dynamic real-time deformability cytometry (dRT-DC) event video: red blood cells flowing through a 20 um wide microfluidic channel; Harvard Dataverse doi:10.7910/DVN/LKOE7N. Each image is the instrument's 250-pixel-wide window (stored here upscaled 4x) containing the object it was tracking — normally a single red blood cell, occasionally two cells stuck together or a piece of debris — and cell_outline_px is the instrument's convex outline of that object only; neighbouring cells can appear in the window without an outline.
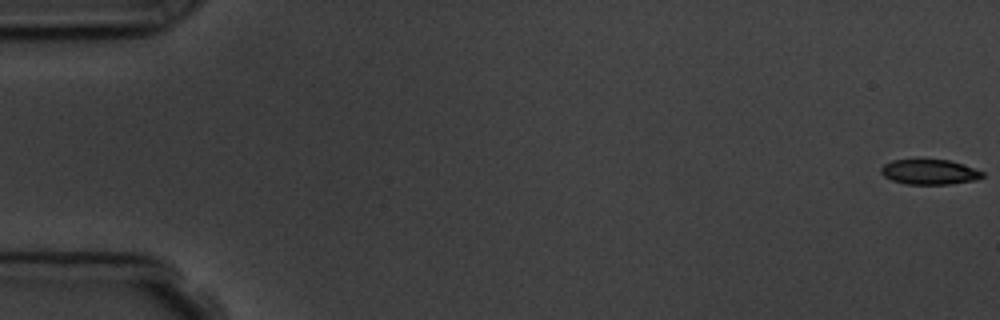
{"species": "common noctule bat (a hibernating species)", "species_latin": "Nyctalus noctula", "temperature_condition": "room temperature", "stored_images_in_passage": 5, "camera_frame_rate_fps": 3000, "um_per_image_px": 0.085, "animal": {"sex": "male", "body_mass_g": 19.5, "forearm_length_mm": 54.6}, "frame": {"image": 1, "passage_image": 1, "time_ms": 0.0, "image_size_px": [1000, 320], "cell_outline_px": [[984, 176], [976, 180], [948, 184], [904, 184], [892, 180], [884, 176], [880, 172], [880, 168], [884, 164], [892, 160], [948, 160], [984, 172]], "centroid_in_image_um": [78.97, 14.63], "position_along_channel_um": 6.0, "area_um2": 14.62}}
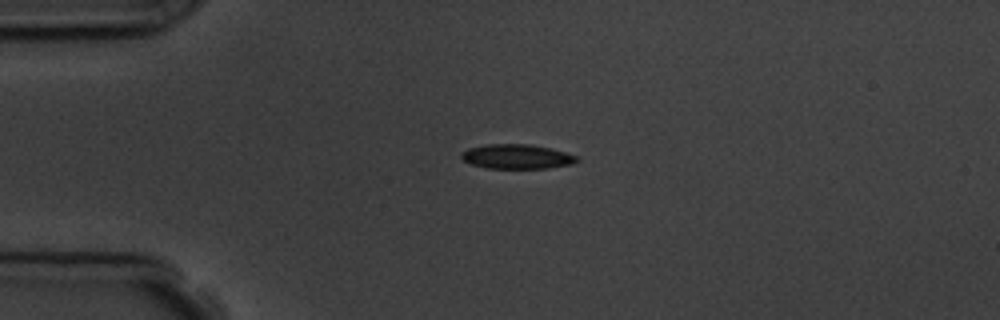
{"frame": {"image": 2, "passage_image": 4, "time_ms": 4.333, "image_size_px": [1000, 320], "cell_outline_px": [[580, 160], [572, 164], [548, 168], [488, 168], [472, 164], [464, 160], [460, 156], [468, 148], [488, 144], [528, 144], [552, 148], [576, 156]], "centroid_in_image_um": [43.96, 13.3], "position_along_channel_um": 41.0, "area_um2": 16.36}}